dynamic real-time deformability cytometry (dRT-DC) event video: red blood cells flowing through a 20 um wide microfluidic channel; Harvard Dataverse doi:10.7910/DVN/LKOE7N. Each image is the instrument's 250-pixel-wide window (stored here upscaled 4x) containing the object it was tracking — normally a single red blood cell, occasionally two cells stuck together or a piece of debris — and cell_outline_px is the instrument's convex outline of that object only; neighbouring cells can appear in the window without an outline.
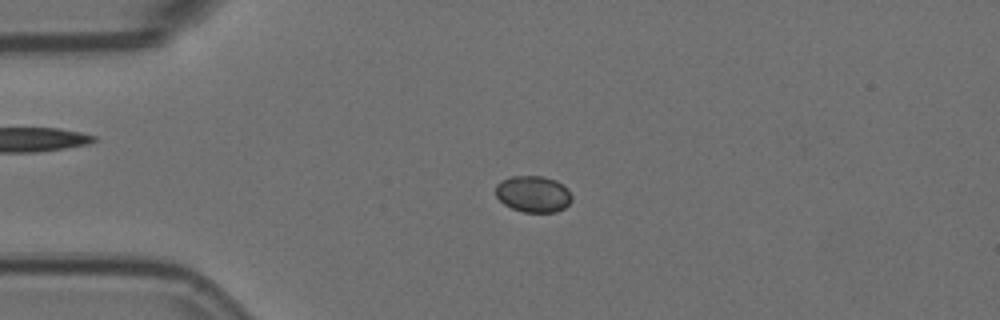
{"species": "Egyptian fruit bat (a non-hibernating species)", "species_latin": "Rousettus aegyptiacus", "temperature_condition": "room temperature", "stored_images_in_passage": 5, "camera_frame_rate_fps": 3000, "um_per_image_px": 0.085, "animal": {"sex": "female"}, "frame": {"image": 1, "passage_image": 4, "time_ms": 1.0, "image_size_px": [1000, 320], "cell_outline_px": [[572, 200], [564, 208], [556, 212], [524, 212], [512, 208], [504, 204], [496, 196], [496, 184], [512, 176], [544, 176], [556, 180], [568, 188], [572, 196]], "centroid_in_image_um": [45.35, 16.49], "position_along_channel_um": 39.7, "area_um2": 16.18}}